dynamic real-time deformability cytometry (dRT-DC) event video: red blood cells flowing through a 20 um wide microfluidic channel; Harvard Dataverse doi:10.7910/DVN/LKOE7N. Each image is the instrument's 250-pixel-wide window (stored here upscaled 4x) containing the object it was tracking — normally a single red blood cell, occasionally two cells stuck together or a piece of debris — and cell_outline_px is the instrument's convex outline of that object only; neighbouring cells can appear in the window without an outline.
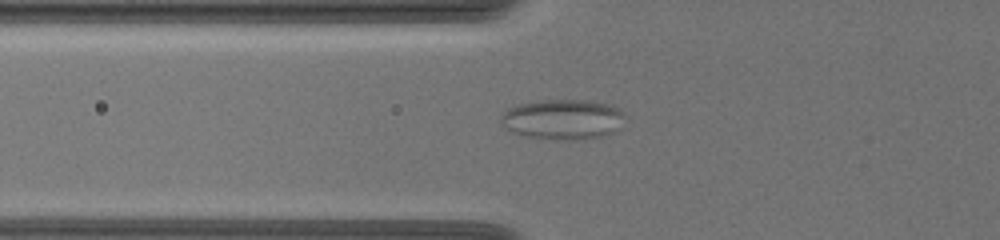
{"species": "common noctule bat (a hibernating species)", "species_latin": "Nyctalus noctula", "temperature_condition": "warm", "stored_images_in_passage": 41, "camera_frame_rate_fps": 3000, "um_per_image_px": 0.085, "animal": {"sex": "female", "body_mass_g": 19.5, "forearm_length_mm": 54.1}, "frame": {"image": 1, "passage_image": 4, "time_ms": 1.0, "image_size_px": [1000, 240], "cell_outline_px": [[620, 112], [616, 132], [604, 136], [572, 140], [528, 136], [512, 132], [500, 120], [504, 112], [508, 108], [520, 104], [544, 100], [584, 100], [604, 104], [616, 108]], "centroid_in_image_um": [47.78, 10.15], "position_along_channel_um": 78.0, "area_um2": 27.92}}
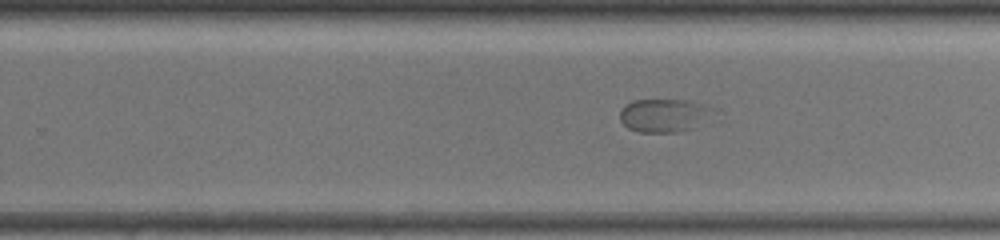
{"frame": {"image": 2, "passage_image": 21, "time_ms": 6.667, "image_size_px": [1000, 240], "cell_outline_px": [[692, 128], [676, 132], [640, 132], [628, 128], [620, 120], [620, 112], [632, 100], [688, 100], [692, 104]], "centroid_in_image_um": [55.91, 9.84], "position_along_channel_um": 273.9, "area_um2": 15.2}}
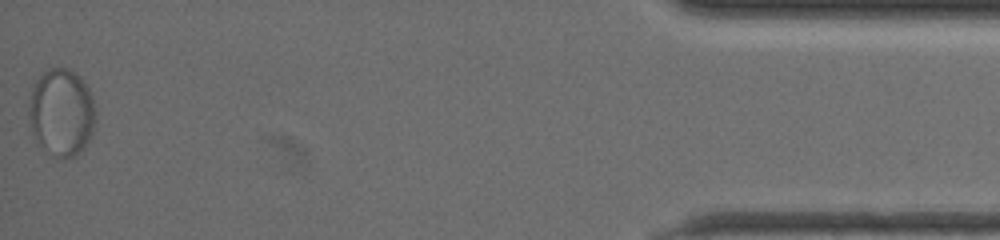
{"frame": {"image": 3, "passage_image": 41, "time_ms": 13.333, "image_size_px": [1000, 240], "cell_outline_px": [[92, 132], [88, 140], [80, 152], [72, 156], [52, 156], [36, 140], [32, 124], [32, 88], [36, 80], [48, 68], [68, 68], [76, 72], [80, 76], [88, 88], [92, 100]], "centroid_in_image_um": [5.24, 9.51], "position_along_channel_um": 430.0, "area_um2": 32.43}}